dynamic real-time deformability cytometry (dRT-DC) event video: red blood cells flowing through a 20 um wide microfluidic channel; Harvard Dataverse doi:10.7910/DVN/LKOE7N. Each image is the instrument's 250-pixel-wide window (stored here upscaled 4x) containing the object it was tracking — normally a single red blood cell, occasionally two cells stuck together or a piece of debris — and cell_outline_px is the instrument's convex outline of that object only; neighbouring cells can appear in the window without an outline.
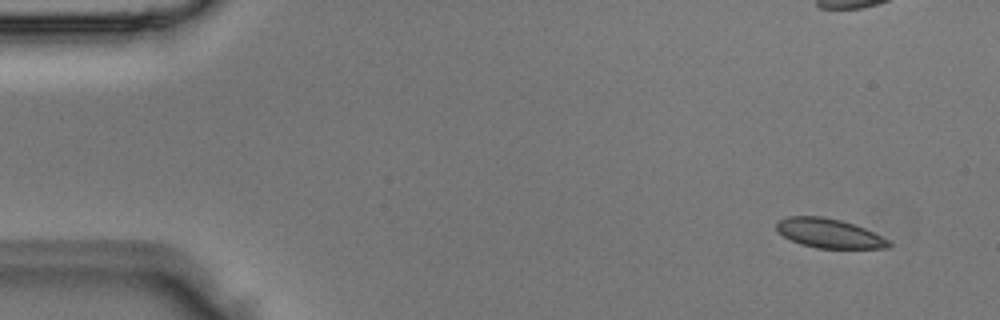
{"species": "Egyptian fruit bat (a non-hibernating species)", "species_latin": "Rousettus aegyptiacus", "temperature_condition": "room temperature", "stored_images_in_passage": 4, "camera_frame_rate_fps": 3000, "um_per_image_px": 0.085, "animal": {"sex": "male"}, "frame": {"image": 1, "passage_image": 1, "time_ms": 0.0, "image_size_px": [1000, 320], "cell_outline_px": [[892, 244], [888, 248], [816, 248], [800, 244], [784, 236], [776, 228], [776, 220], [788, 216], [820, 216], [840, 220], [856, 224], [888, 240]], "centroid_in_image_um": [70.45, 19.82], "position_along_channel_um": 14.6, "area_um2": 19.07}}